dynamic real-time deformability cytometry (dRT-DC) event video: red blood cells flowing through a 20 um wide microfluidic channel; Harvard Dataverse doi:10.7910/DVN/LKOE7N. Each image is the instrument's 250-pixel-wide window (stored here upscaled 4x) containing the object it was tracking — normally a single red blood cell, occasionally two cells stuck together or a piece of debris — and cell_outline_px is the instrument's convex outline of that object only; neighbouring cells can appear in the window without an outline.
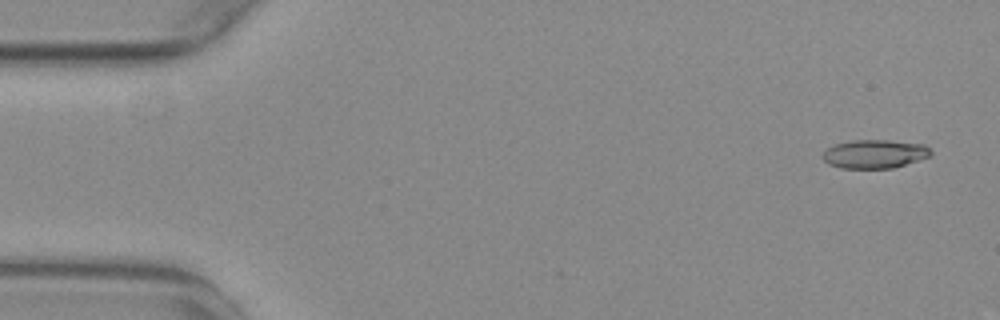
{"species": "common noctule bat (a hibernating species)", "species_latin": "Nyctalus noctula", "temperature_condition": "warm", "stored_images_in_passage": 56, "camera_frame_rate_fps": 3000, "um_per_image_px": 0.085, "animal": {"sex": "female", "body_mass_g": 29.2, "forearm_length_mm": 56.3}, "frame": {"image": 1, "passage_image": 3, "time_ms": 0.667, "image_size_px": [1000, 320], "cell_outline_px": [[932, 152], [928, 156], [892, 168], [840, 168], [828, 164], [820, 156], [828, 148], [836, 144], [852, 140], [888, 140], [924, 144]], "centroid_in_image_um": [74.29, 13.08], "position_along_channel_um": 10.7, "area_um2": 17.8}}
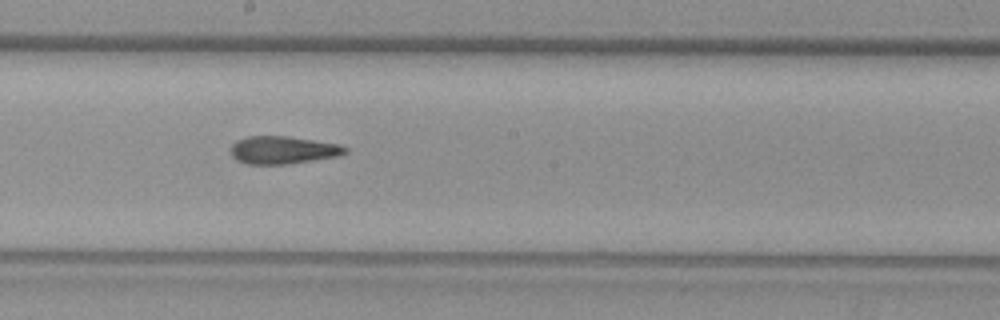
{"frame": {"image": 2, "passage_image": 30, "time_ms": 9.667, "image_size_px": [1000, 320], "cell_outline_px": [[348, 152], [336, 156], [288, 164], [244, 164], [236, 160], [232, 156], [232, 144], [236, 140], [248, 136], [288, 136], [340, 144], [348, 148]], "centroid_in_image_um": [24.04, 12.75], "position_along_channel_um": 224.2, "area_um2": 18.5}}
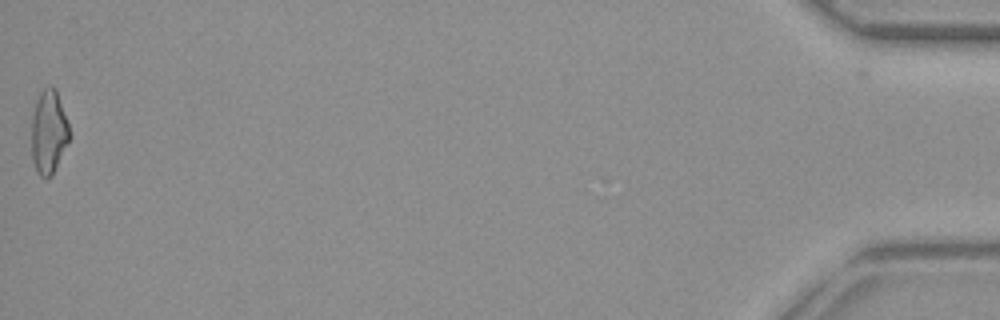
{"frame": {"image": 3, "passage_image": 55, "time_ms": 18.0, "image_size_px": [1000, 320], "cell_outline_px": [[68, 140], [52, 176], [40, 176], [36, 172], [32, 160], [32, 116], [36, 100], [40, 92], [48, 84], [52, 84], [56, 88], [68, 124]], "centroid_in_image_um": [4.11, 11.17], "position_along_channel_um": 431.1, "area_um2": 18.26}, "authors_computed_cell_mechanics": {"area_um2": 18.2937, "velocity_mm_per_s": 3.7749, "shape_relaxation_time_tau1_ms": null, "shape_relaxation_time_tau2_ms": 3.9187, "deformation_change_tau1": null, "deformation_change_tau2": 0.1446}}